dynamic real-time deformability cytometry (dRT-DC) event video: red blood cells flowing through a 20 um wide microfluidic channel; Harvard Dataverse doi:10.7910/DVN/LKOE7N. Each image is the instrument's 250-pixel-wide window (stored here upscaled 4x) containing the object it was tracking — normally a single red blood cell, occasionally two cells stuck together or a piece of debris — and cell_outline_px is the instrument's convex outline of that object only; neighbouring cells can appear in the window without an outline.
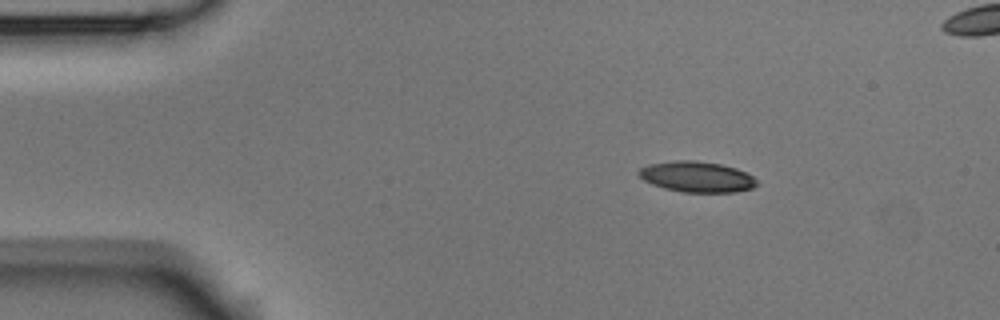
{"species": "Egyptian fruit bat (a non-hibernating species)", "species_latin": "Rousettus aegyptiacus", "temperature_condition": "room temperature", "stored_images_in_passage": 2, "camera_frame_rate_fps": 3000, "um_per_image_px": 0.085, "animal": {"sex": "male"}, "frame": {"image": 1, "passage_image": 1, "time_ms": 0.0, "image_size_px": [1000, 320], "cell_outline_px": [[760, 184], [752, 188], [736, 192], [684, 192], [664, 188], [652, 184], [644, 180], [636, 172], [640, 168], [648, 164], [676, 160], [696, 160], [720, 164], [736, 168], [752, 176]], "centroid_in_image_um": [59.23, 15.02], "position_along_channel_um": 25.8, "area_um2": 21.15}}